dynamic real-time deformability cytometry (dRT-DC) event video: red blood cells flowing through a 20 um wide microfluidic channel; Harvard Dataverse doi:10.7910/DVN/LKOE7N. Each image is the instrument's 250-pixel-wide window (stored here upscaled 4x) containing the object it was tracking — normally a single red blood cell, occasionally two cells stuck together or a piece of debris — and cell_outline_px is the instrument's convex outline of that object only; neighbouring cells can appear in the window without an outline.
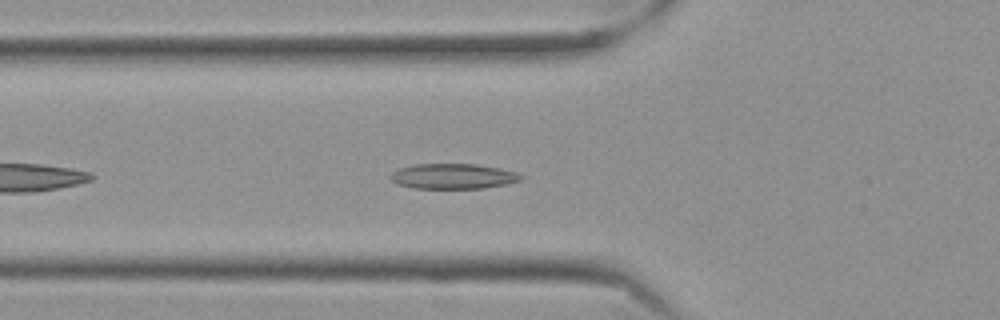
{"species": "Egyptian fruit bat (a non-hibernating species)", "species_latin": "Rousettus aegyptiacus", "temperature_condition": "cold", "stored_images_in_passage": 44, "camera_frame_rate_fps": 3000, "um_per_image_px": 0.085, "frame": {"image": 1, "passage_image": 7, "time_ms": 2.0, "image_size_px": [1000, 320], "cell_outline_px": [[524, 176], [520, 180], [504, 184], [484, 188], [416, 188], [396, 184], [388, 176], [392, 172], [400, 168], [416, 164], [476, 164], [500, 168], [516, 172]], "centroid_in_image_um": [38.49, 14.98], "position_along_channel_um": 87.3, "area_um2": 19.07}}
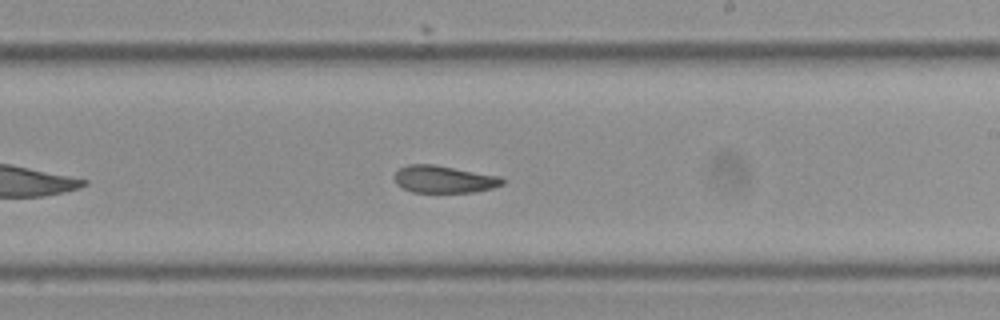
{"frame": {"image": 2, "passage_image": 21, "time_ms": 6.667, "image_size_px": [1000, 320], "cell_outline_px": [[504, 184], [492, 188], [472, 192], [412, 192], [396, 184], [396, 172], [400, 168], [408, 164], [432, 164], [500, 176], [504, 180]], "centroid_in_image_um": [37.75, 15.24], "position_along_channel_um": 251.3, "area_um2": 16.94}}
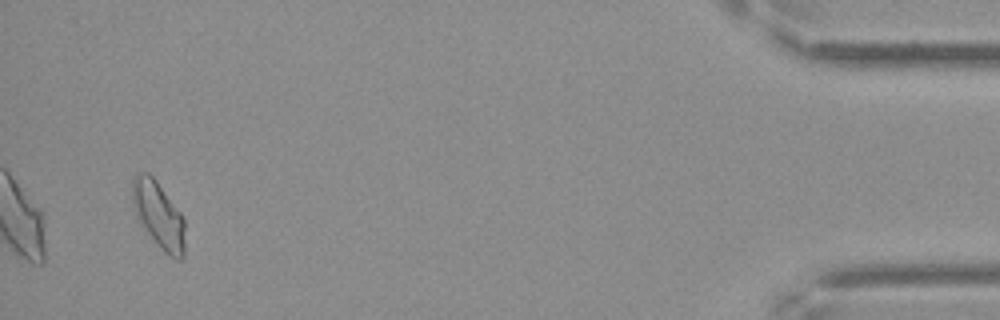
{"frame": {"image": 3, "passage_image": 42, "time_ms": 13.667, "image_size_px": [1000, 320], "cell_outline_px": [[184, 256], [180, 260], [176, 260], [168, 256], [160, 248], [144, 228], [132, 204], [132, 180], [136, 172], [148, 172], [156, 180], [180, 212], [184, 220]], "centroid_in_image_um": [13.48, 18.27], "position_along_channel_um": 421.7, "area_um2": 20.29}, "authors_computed_cell_mechanics": {"area_um2": 18.1203, "velocity_mm_per_s": 3.5011, "shape_relaxation_time_tau1_ms": 6.0844, "shape_relaxation_time_tau2_ms": 2.3906, "deformation_change_tau1": 0.1519, "deformation_change_tau2": 0.0824}}